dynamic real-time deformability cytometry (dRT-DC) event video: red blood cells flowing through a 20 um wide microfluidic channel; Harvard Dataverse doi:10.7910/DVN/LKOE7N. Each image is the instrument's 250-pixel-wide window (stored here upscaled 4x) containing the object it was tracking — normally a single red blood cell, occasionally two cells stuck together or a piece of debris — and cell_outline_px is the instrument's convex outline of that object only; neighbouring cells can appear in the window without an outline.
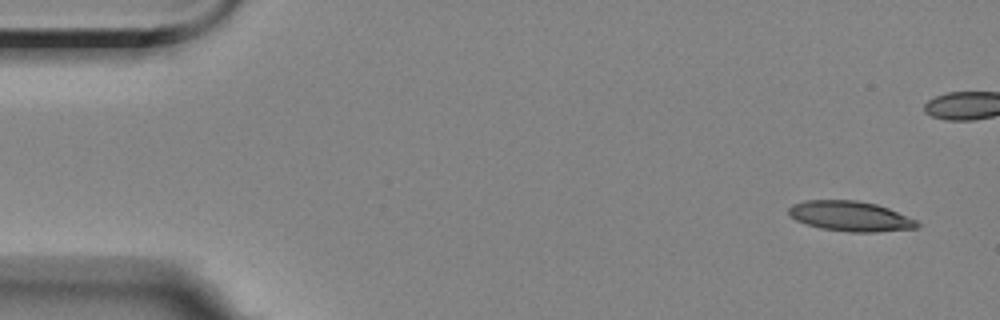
{"species": "Egyptian fruit bat (a non-hibernating species)", "species_latin": "Rousettus aegyptiacus", "temperature_condition": "room temperature", "stored_images_in_passage": 4, "camera_frame_rate_fps": 3000, "um_per_image_px": 0.085, "animal": {"sex": "female"}, "frame": {"image": 1, "passage_image": 1, "time_ms": 0.0, "image_size_px": [1000, 320], "cell_outline_px": [[920, 224], [916, 228], [876, 232], [848, 232], [820, 228], [796, 220], [788, 212], [788, 208], [792, 204], [804, 200], [856, 200], [876, 204], [888, 208], [916, 220]], "centroid_in_image_um": [72.27, 18.37], "position_along_channel_um": 12.7, "area_um2": 22.43}}